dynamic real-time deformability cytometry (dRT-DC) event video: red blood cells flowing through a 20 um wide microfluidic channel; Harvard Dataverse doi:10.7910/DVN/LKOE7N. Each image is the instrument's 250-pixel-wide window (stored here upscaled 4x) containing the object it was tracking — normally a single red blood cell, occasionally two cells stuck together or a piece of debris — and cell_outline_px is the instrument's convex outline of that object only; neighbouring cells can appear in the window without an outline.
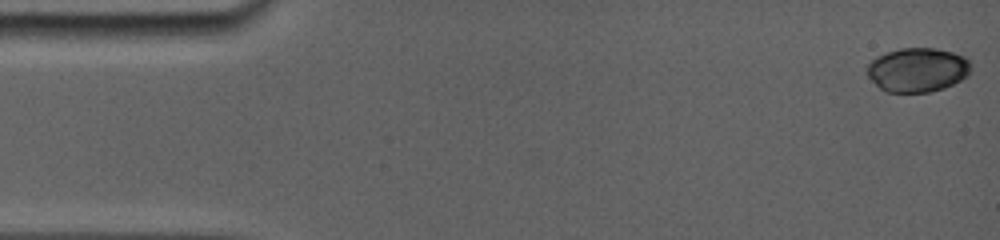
{"species": "common noctule bat (a hibernating species)", "species_latin": "Nyctalus noctula", "temperature_condition": "room temperature", "stored_images_in_passage": 26, "camera_frame_rate_fps": 5000, "um_per_image_px": 0.085, "animal": {"sex": "female", "body_mass_g": 19.0, "forearm_length_mm": 56.7}, "frame": {"image": 1, "passage_image": 1, "time_ms": 0.0, "image_size_px": [1000, 240], "cell_outline_px": [[972, 68], [960, 80], [944, 88], [928, 92], [884, 92], [868, 76], [868, 64], [876, 56], [900, 48], [936, 48], [952, 52], [964, 56], [968, 60]], "centroid_in_image_um": [77.98, 5.93], "position_along_channel_um": 7.0, "area_um2": 26.53}}
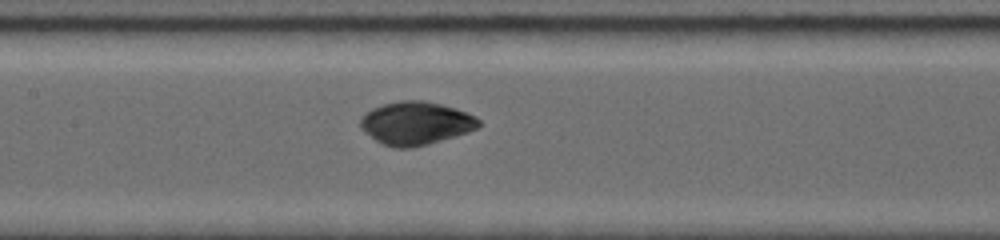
{"frame": {"image": 2, "passage_image": 15, "time_ms": 7.6, "image_size_px": [1000, 240], "cell_outline_px": [[480, 124], [476, 128], [452, 136], [424, 144], [408, 148], [396, 148], [384, 144], [376, 140], [360, 124], [360, 120], [372, 108], [384, 104], [400, 100], [424, 100], [440, 104], [476, 116], [480, 120]], "centroid_in_image_um": [35.34, 10.45], "position_along_channel_um": 172.1, "area_um2": 28.67}}
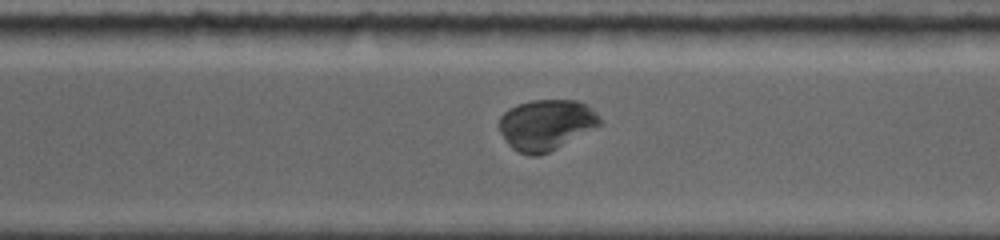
{"frame": {"image": 3, "passage_image": 22, "time_ms": 11.6, "image_size_px": [1000, 240], "cell_outline_px": [[604, 124], [548, 152], [536, 156], [528, 156], [512, 148], [508, 144], [500, 132], [500, 116], [508, 108], [516, 104], [532, 100], [576, 100], [584, 104], [596, 112], [600, 116]], "centroid_in_image_um": [46.43, 10.6], "position_along_channel_um": 324.2, "area_um2": 29.77}, "authors_computed_cell_mechanics": {"area_um2": 28.5532, "velocity_mm_per_s": 3.8125, "shape_relaxation_time_tau1_ms": 4.7156, "shape_relaxation_time_tau2_ms": 0.4821, "deformation_change_tau1": 0.2155, "deformation_change_tau2": 0.0221}}